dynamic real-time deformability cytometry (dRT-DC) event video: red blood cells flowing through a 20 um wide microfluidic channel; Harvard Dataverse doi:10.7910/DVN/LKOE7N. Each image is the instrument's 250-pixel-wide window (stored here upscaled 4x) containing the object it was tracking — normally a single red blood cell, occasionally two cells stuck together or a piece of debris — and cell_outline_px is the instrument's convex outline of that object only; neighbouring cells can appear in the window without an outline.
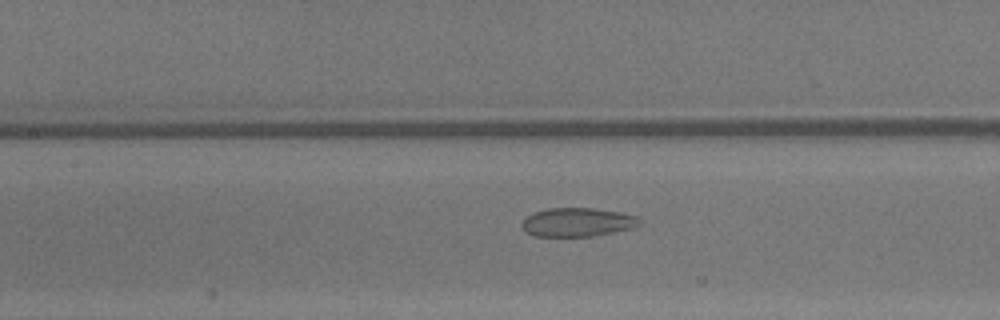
{"species": "common noctule bat (a hibernating species)", "species_latin": "Nyctalus noctula", "temperature_condition": "warm", "stored_images_in_passage": 37, "camera_frame_rate_fps": 3000, "um_per_image_px": 0.085, "animal": {"sex": "male", "body_mass_g": 13.3}, "frame": {"image": 1, "passage_image": 17, "time_ms": 5.333, "image_size_px": [1000, 320], "cell_outline_px": [[644, 220], [636, 228], [592, 236], [532, 236], [520, 224], [532, 212], [548, 208], [592, 208], [620, 212], [636, 216]], "centroid_in_image_um": [49.13, 18.88], "position_along_channel_um": 158.3, "area_um2": 19.83}}
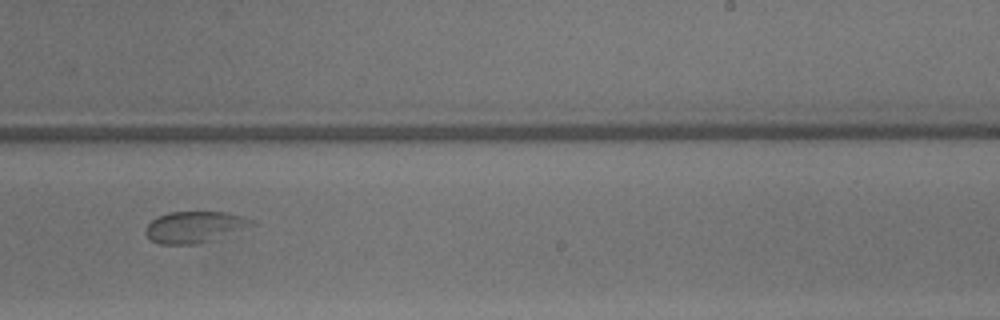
{"frame": {"image": 2, "passage_image": 25, "time_ms": 8.0, "image_size_px": [1000, 320], "cell_outline_px": [[256, 224], [212, 240], [196, 244], [160, 244], [152, 240], [144, 232], [144, 228], [156, 216], [168, 212], [228, 212], [252, 220]], "centroid_in_image_um": [16.49, 19.29], "position_along_channel_um": 272.5, "area_um2": 19.25}}
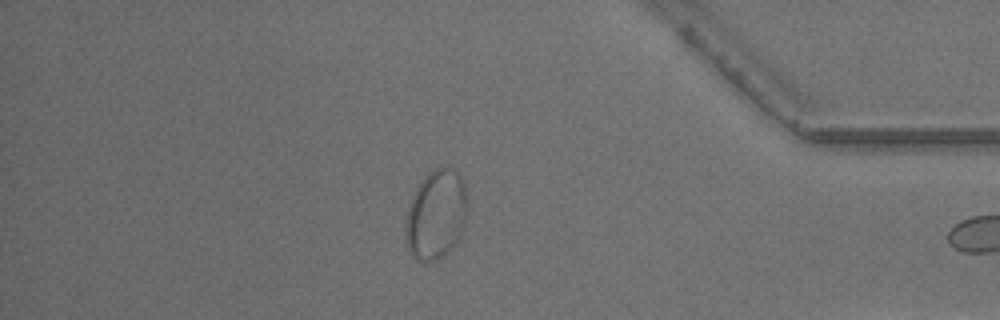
{"frame": {"image": 3, "passage_image": 36, "time_ms": 11.667, "image_size_px": [1000, 320], "cell_outline_px": [[468, 212], [464, 228], [456, 244], [448, 252], [436, 260], [416, 260], [408, 252], [404, 220], [412, 196], [416, 188], [424, 176], [428, 172], [440, 164], [452, 168], [460, 172], [464, 180], [468, 200]], "centroid_in_image_um": [37.1, 18.18], "position_along_channel_um": 398.1, "area_um2": 33.23}}